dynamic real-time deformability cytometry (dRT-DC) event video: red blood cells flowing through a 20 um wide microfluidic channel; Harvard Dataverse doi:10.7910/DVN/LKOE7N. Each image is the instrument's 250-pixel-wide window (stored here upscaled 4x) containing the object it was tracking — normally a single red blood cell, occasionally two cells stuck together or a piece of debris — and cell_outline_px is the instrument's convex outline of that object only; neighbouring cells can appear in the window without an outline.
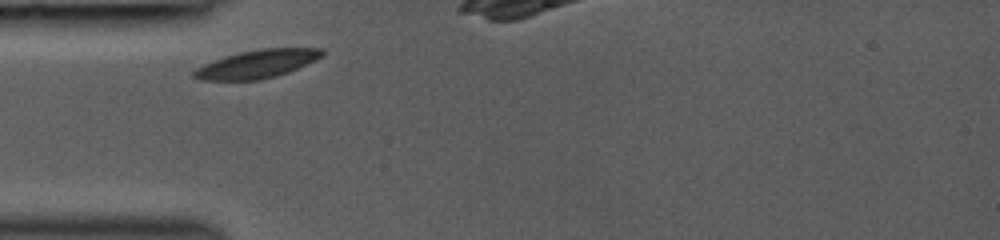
{"species": "common noctule bat (a hibernating species)", "species_latin": "Nyctalus noctula", "temperature_condition": "room temperature", "stored_images_in_passage": 12, "camera_frame_rate_fps": 3000, "um_per_image_px": 0.085, "animal": {"sex": "female", "body_mass_g": 19.0, "forearm_length_mm": 53.3}, "frame": {"image": 1, "passage_image": 1, "time_ms": 0.0, "image_size_px": [1000, 240], "cell_outline_px": [[328, 52], [324, 56], [288, 72], [276, 76], [260, 80], [200, 80], [192, 76], [192, 72], [196, 68], [204, 64], [240, 52], [260, 48], [324, 48]], "centroid_in_image_um": [21.91, 5.43], "position_along_channel_um": 63.1, "area_um2": 21.04}}
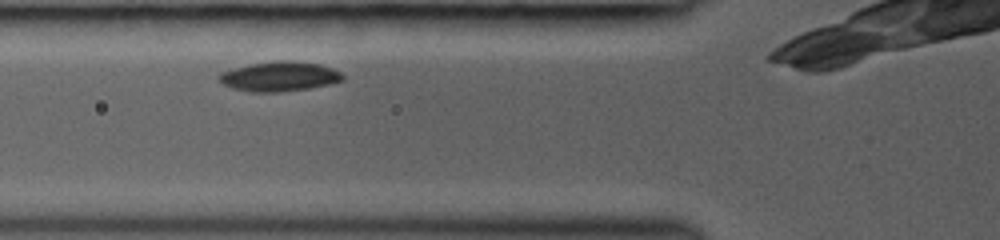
{"frame": {"image": 2, "passage_image": 6, "time_ms": 1.0, "image_size_px": [1000, 240], "cell_outline_px": [[344, 80], [328, 84], [308, 88], [280, 92], [248, 92], [232, 88], [216, 80], [216, 76], [220, 72], [252, 64], [276, 60], [292, 60], [320, 64], [332, 68], [340, 72], [344, 76]], "centroid_in_image_um": [23.72, 6.5], "position_along_channel_um": 102.1, "area_um2": 21.5}}